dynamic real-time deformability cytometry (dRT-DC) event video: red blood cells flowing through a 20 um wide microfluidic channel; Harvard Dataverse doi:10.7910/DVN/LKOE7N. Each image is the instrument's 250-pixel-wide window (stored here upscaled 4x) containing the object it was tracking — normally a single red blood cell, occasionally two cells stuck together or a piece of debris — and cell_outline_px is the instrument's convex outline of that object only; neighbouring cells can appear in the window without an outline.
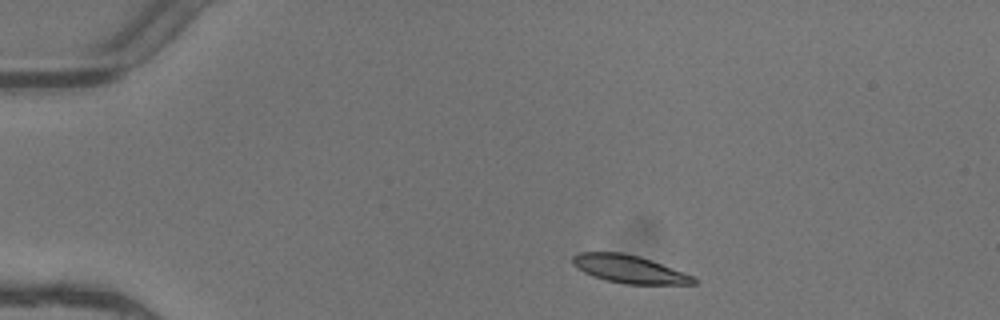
{"species": "common noctule bat (a hibernating species)", "species_latin": "Nyctalus noctula", "temperature_condition": "warm", "stored_images_in_passage": 2, "camera_frame_rate_fps": 3000, "um_per_image_px": 0.085, "animal": {"sex": "female"}, "frame": {"image": 1, "passage_image": 1, "time_ms": 0.0, "image_size_px": [1000, 320], "cell_outline_px": [[696, 284], [624, 284], [604, 280], [592, 276], [584, 272], [572, 264], [572, 256], [580, 252], [620, 252], [640, 256], [652, 260], [696, 276]], "centroid_in_image_um": [53.5, 22.87], "position_along_channel_um": 31.5, "area_um2": 19.88}}